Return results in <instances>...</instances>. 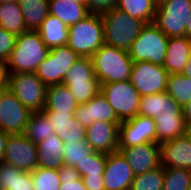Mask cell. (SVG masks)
<instances>
[{
  "label": "cell",
  "mask_w": 191,
  "mask_h": 190,
  "mask_svg": "<svg viewBox=\"0 0 191 190\" xmlns=\"http://www.w3.org/2000/svg\"><path fill=\"white\" fill-rule=\"evenodd\" d=\"M49 14L58 17L67 26L76 24L89 15L84 5L71 0H49Z\"/></svg>",
  "instance_id": "27"
},
{
  "label": "cell",
  "mask_w": 191,
  "mask_h": 190,
  "mask_svg": "<svg viewBox=\"0 0 191 190\" xmlns=\"http://www.w3.org/2000/svg\"><path fill=\"white\" fill-rule=\"evenodd\" d=\"M13 190H34L31 172L23 171L20 175H16V183Z\"/></svg>",
  "instance_id": "42"
},
{
  "label": "cell",
  "mask_w": 191,
  "mask_h": 190,
  "mask_svg": "<svg viewBox=\"0 0 191 190\" xmlns=\"http://www.w3.org/2000/svg\"><path fill=\"white\" fill-rule=\"evenodd\" d=\"M181 74L191 78V58L189 59L188 63L184 66Z\"/></svg>",
  "instance_id": "47"
},
{
  "label": "cell",
  "mask_w": 191,
  "mask_h": 190,
  "mask_svg": "<svg viewBox=\"0 0 191 190\" xmlns=\"http://www.w3.org/2000/svg\"><path fill=\"white\" fill-rule=\"evenodd\" d=\"M103 44L104 27L100 14H89L68 26L67 45L80 57H91Z\"/></svg>",
  "instance_id": "4"
},
{
  "label": "cell",
  "mask_w": 191,
  "mask_h": 190,
  "mask_svg": "<svg viewBox=\"0 0 191 190\" xmlns=\"http://www.w3.org/2000/svg\"><path fill=\"white\" fill-rule=\"evenodd\" d=\"M164 167L150 170L144 174L136 175L131 183L130 190H163Z\"/></svg>",
  "instance_id": "33"
},
{
  "label": "cell",
  "mask_w": 191,
  "mask_h": 190,
  "mask_svg": "<svg viewBox=\"0 0 191 190\" xmlns=\"http://www.w3.org/2000/svg\"><path fill=\"white\" fill-rule=\"evenodd\" d=\"M157 6L162 4L166 0H152Z\"/></svg>",
  "instance_id": "51"
},
{
  "label": "cell",
  "mask_w": 191,
  "mask_h": 190,
  "mask_svg": "<svg viewBox=\"0 0 191 190\" xmlns=\"http://www.w3.org/2000/svg\"><path fill=\"white\" fill-rule=\"evenodd\" d=\"M93 152L84 138L78 142L64 143V153L62 157L65 165L75 167L76 165H80Z\"/></svg>",
  "instance_id": "34"
},
{
  "label": "cell",
  "mask_w": 191,
  "mask_h": 190,
  "mask_svg": "<svg viewBox=\"0 0 191 190\" xmlns=\"http://www.w3.org/2000/svg\"><path fill=\"white\" fill-rule=\"evenodd\" d=\"M34 190H59L61 180L58 170L37 167L31 172Z\"/></svg>",
  "instance_id": "35"
},
{
  "label": "cell",
  "mask_w": 191,
  "mask_h": 190,
  "mask_svg": "<svg viewBox=\"0 0 191 190\" xmlns=\"http://www.w3.org/2000/svg\"><path fill=\"white\" fill-rule=\"evenodd\" d=\"M9 1H18V0H0V3H6V2H9Z\"/></svg>",
  "instance_id": "52"
},
{
  "label": "cell",
  "mask_w": 191,
  "mask_h": 190,
  "mask_svg": "<svg viewBox=\"0 0 191 190\" xmlns=\"http://www.w3.org/2000/svg\"><path fill=\"white\" fill-rule=\"evenodd\" d=\"M118 0H87L89 14H100L116 8Z\"/></svg>",
  "instance_id": "41"
},
{
  "label": "cell",
  "mask_w": 191,
  "mask_h": 190,
  "mask_svg": "<svg viewBox=\"0 0 191 190\" xmlns=\"http://www.w3.org/2000/svg\"><path fill=\"white\" fill-rule=\"evenodd\" d=\"M161 165L191 171V140L186 134L160 144Z\"/></svg>",
  "instance_id": "19"
},
{
  "label": "cell",
  "mask_w": 191,
  "mask_h": 190,
  "mask_svg": "<svg viewBox=\"0 0 191 190\" xmlns=\"http://www.w3.org/2000/svg\"><path fill=\"white\" fill-rule=\"evenodd\" d=\"M188 137H189V139L191 140V124H188L187 126H186V133H185Z\"/></svg>",
  "instance_id": "49"
},
{
  "label": "cell",
  "mask_w": 191,
  "mask_h": 190,
  "mask_svg": "<svg viewBox=\"0 0 191 190\" xmlns=\"http://www.w3.org/2000/svg\"><path fill=\"white\" fill-rule=\"evenodd\" d=\"M23 170L11 164L0 162V190H13L16 183V175H20Z\"/></svg>",
  "instance_id": "39"
},
{
  "label": "cell",
  "mask_w": 191,
  "mask_h": 190,
  "mask_svg": "<svg viewBox=\"0 0 191 190\" xmlns=\"http://www.w3.org/2000/svg\"><path fill=\"white\" fill-rule=\"evenodd\" d=\"M167 37L153 22L143 26L138 37L132 43L129 55L133 62H150L163 65L167 45Z\"/></svg>",
  "instance_id": "5"
},
{
  "label": "cell",
  "mask_w": 191,
  "mask_h": 190,
  "mask_svg": "<svg viewBox=\"0 0 191 190\" xmlns=\"http://www.w3.org/2000/svg\"><path fill=\"white\" fill-rule=\"evenodd\" d=\"M191 171L183 168H164L163 190H188Z\"/></svg>",
  "instance_id": "36"
},
{
  "label": "cell",
  "mask_w": 191,
  "mask_h": 190,
  "mask_svg": "<svg viewBox=\"0 0 191 190\" xmlns=\"http://www.w3.org/2000/svg\"><path fill=\"white\" fill-rule=\"evenodd\" d=\"M78 103L64 84L47 86L44 109L54 112H75Z\"/></svg>",
  "instance_id": "26"
},
{
  "label": "cell",
  "mask_w": 191,
  "mask_h": 190,
  "mask_svg": "<svg viewBox=\"0 0 191 190\" xmlns=\"http://www.w3.org/2000/svg\"><path fill=\"white\" fill-rule=\"evenodd\" d=\"M74 118L86 128L94 121L122 122L101 91L88 103L78 104Z\"/></svg>",
  "instance_id": "18"
},
{
  "label": "cell",
  "mask_w": 191,
  "mask_h": 190,
  "mask_svg": "<svg viewBox=\"0 0 191 190\" xmlns=\"http://www.w3.org/2000/svg\"><path fill=\"white\" fill-rule=\"evenodd\" d=\"M145 143H156L154 119L137 115L122 121L119 127L118 151Z\"/></svg>",
  "instance_id": "13"
},
{
  "label": "cell",
  "mask_w": 191,
  "mask_h": 190,
  "mask_svg": "<svg viewBox=\"0 0 191 190\" xmlns=\"http://www.w3.org/2000/svg\"><path fill=\"white\" fill-rule=\"evenodd\" d=\"M58 173L61 180L59 190H87L79 172L74 167L64 165Z\"/></svg>",
  "instance_id": "38"
},
{
  "label": "cell",
  "mask_w": 191,
  "mask_h": 190,
  "mask_svg": "<svg viewBox=\"0 0 191 190\" xmlns=\"http://www.w3.org/2000/svg\"><path fill=\"white\" fill-rule=\"evenodd\" d=\"M36 147L38 167L60 170L65 165L64 142L56 133L36 143Z\"/></svg>",
  "instance_id": "22"
},
{
  "label": "cell",
  "mask_w": 191,
  "mask_h": 190,
  "mask_svg": "<svg viewBox=\"0 0 191 190\" xmlns=\"http://www.w3.org/2000/svg\"><path fill=\"white\" fill-rule=\"evenodd\" d=\"M168 72L162 65L134 62L130 81L141 96L166 91Z\"/></svg>",
  "instance_id": "11"
},
{
  "label": "cell",
  "mask_w": 191,
  "mask_h": 190,
  "mask_svg": "<svg viewBox=\"0 0 191 190\" xmlns=\"http://www.w3.org/2000/svg\"><path fill=\"white\" fill-rule=\"evenodd\" d=\"M190 16L191 0H166L157 6L153 23L167 37H186Z\"/></svg>",
  "instance_id": "8"
},
{
  "label": "cell",
  "mask_w": 191,
  "mask_h": 190,
  "mask_svg": "<svg viewBox=\"0 0 191 190\" xmlns=\"http://www.w3.org/2000/svg\"><path fill=\"white\" fill-rule=\"evenodd\" d=\"M166 92L184 107L191 101V78L182 74L168 75Z\"/></svg>",
  "instance_id": "32"
},
{
  "label": "cell",
  "mask_w": 191,
  "mask_h": 190,
  "mask_svg": "<svg viewBox=\"0 0 191 190\" xmlns=\"http://www.w3.org/2000/svg\"><path fill=\"white\" fill-rule=\"evenodd\" d=\"M36 143L23 134H9L3 162L20 170L32 172L38 167Z\"/></svg>",
  "instance_id": "14"
},
{
  "label": "cell",
  "mask_w": 191,
  "mask_h": 190,
  "mask_svg": "<svg viewBox=\"0 0 191 190\" xmlns=\"http://www.w3.org/2000/svg\"><path fill=\"white\" fill-rule=\"evenodd\" d=\"M156 124V143L175 139L186 133V123L183 113L161 114L154 118Z\"/></svg>",
  "instance_id": "24"
},
{
  "label": "cell",
  "mask_w": 191,
  "mask_h": 190,
  "mask_svg": "<svg viewBox=\"0 0 191 190\" xmlns=\"http://www.w3.org/2000/svg\"><path fill=\"white\" fill-rule=\"evenodd\" d=\"M54 134L55 130H52L51 122L43 111L31 113L23 132L25 137L34 143H38Z\"/></svg>",
  "instance_id": "31"
},
{
  "label": "cell",
  "mask_w": 191,
  "mask_h": 190,
  "mask_svg": "<svg viewBox=\"0 0 191 190\" xmlns=\"http://www.w3.org/2000/svg\"><path fill=\"white\" fill-rule=\"evenodd\" d=\"M51 122L52 130L64 143L78 142L86 136V127L74 118V112H54L43 109Z\"/></svg>",
  "instance_id": "20"
},
{
  "label": "cell",
  "mask_w": 191,
  "mask_h": 190,
  "mask_svg": "<svg viewBox=\"0 0 191 190\" xmlns=\"http://www.w3.org/2000/svg\"><path fill=\"white\" fill-rule=\"evenodd\" d=\"M16 43V35L0 27V59L8 61Z\"/></svg>",
  "instance_id": "40"
},
{
  "label": "cell",
  "mask_w": 191,
  "mask_h": 190,
  "mask_svg": "<svg viewBox=\"0 0 191 190\" xmlns=\"http://www.w3.org/2000/svg\"><path fill=\"white\" fill-rule=\"evenodd\" d=\"M167 113H182V107L166 91L141 96L138 115L154 119Z\"/></svg>",
  "instance_id": "21"
},
{
  "label": "cell",
  "mask_w": 191,
  "mask_h": 190,
  "mask_svg": "<svg viewBox=\"0 0 191 190\" xmlns=\"http://www.w3.org/2000/svg\"><path fill=\"white\" fill-rule=\"evenodd\" d=\"M105 44L129 51L145 23L114 8L101 15Z\"/></svg>",
  "instance_id": "3"
},
{
  "label": "cell",
  "mask_w": 191,
  "mask_h": 190,
  "mask_svg": "<svg viewBox=\"0 0 191 190\" xmlns=\"http://www.w3.org/2000/svg\"><path fill=\"white\" fill-rule=\"evenodd\" d=\"M36 31L49 50L67 44L68 26L56 16L48 14Z\"/></svg>",
  "instance_id": "25"
},
{
  "label": "cell",
  "mask_w": 191,
  "mask_h": 190,
  "mask_svg": "<svg viewBox=\"0 0 191 190\" xmlns=\"http://www.w3.org/2000/svg\"><path fill=\"white\" fill-rule=\"evenodd\" d=\"M27 30L36 31L49 14V0H18Z\"/></svg>",
  "instance_id": "28"
},
{
  "label": "cell",
  "mask_w": 191,
  "mask_h": 190,
  "mask_svg": "<svg viewBox=\"0 0 191 190\" xmlns=\"http://www.w3.org/2000/svg\"><path fill=\"white\" fill-rule=\"evenodd\" d=\"M87 190H105L103 176H82Z\"/></svg>",
  "instance_id": "43"
},
{
  "label": "cell",
  "mask_w": 191,
  "mask_h": 190,
  "mask_svg": "<svg viewBox=\"0 0 191 190\" xmlns=\"http://www.w3.org/2000/svg\"><path fill=\"white\" fill-rule=\"evenodd\" d=\"M71 1L84 5L87 8V0H71Z\"/></svg>",
  "instance_id": "50"
},
{
  "label": "cell",
  "mask_w": 191,
  "mask_h": 190,
  "mask_svg": "<svg viewBox=\"0 0 191 190\" xmlns=\"http://www.w3.org/2000/svg\"><path fill=\"white\" fill-rule=\"evenodd\" d=\"M48 52V47L37 31L28 30L17 35L14 49L7 61L9 73L35 72Z\"/></svg>",
  "instance_id": "2"
},
{
  "label": "cell",
  "mask_w": 191,
  "mask_h": 190,
  "mask_svg": "<svg viewBox=\"0 0 191 190\" xmlns=\"http://www.w3.org/2000/svg\"><path fill=\"white\" fill-rule=\"evenodd\" d=\"M8 135H9L8 133L3 132L0 129V162H2L4 158V151H5Z\"/></svg>",
  "instance_id": "45"
},
{
  "label": "cell",
  "mask_w": 191,
  "mask_h": 190,
  "mask_svg": "<svg viewBox=\"0 0 191 190\" xmlns=\"http://www.w3.org/2000/svg\"><path fill=\"white\" fill-rule=\"evenodd\" d=\"M91 60L94 75L99 80L100 85L130 80L134 62L128 51L103 44L91 56Z\"/></svg>",
  "instance_id": "1"
},
{
  "label": "cell",
  "mask_w": 191,
  "mask_h": 190,
  "mask_svg": "<svg viewBox=\"0 0 191 190\" xmlns=\"http://www.w3.org/2000/svg\"><path fill=\"white\" fill-rule=\"evenodd\" d=\"M9 71L7 62L0 59V91L8 88Z\"/></svg>",
  "instance_id": "44"
},
{
  "label": "cell",
  "mask_w": 191,
  "mask_h": 190,
  "mask_svg": "<svg viewBox=\"0 0 191 190\" xmlns=\"http://www.w3.org/2000/svg\"><path fill=\"white\" fill-rule=\"evenodd\" d=\"M0 27L16 36L28 31L18 1L0 3Z\"/></svg>",
  "instance_id": "29"
},
{
  "label": "cell",
  "mask_w": 191,
  "mask_h": 190,
  "mask_svg": "<svg viewBox=\"0 0 191 190\" xmlns=\"http://www.w3.org/2000/svg\"><path fill=\"white\" fill-rule=\"evenodd\" d=\"M80 58L67 44L58 46L49 50L35 74L46 86L62 84L68 69Z\"/></svg>",
  "instance_id": "9"
},
{
  "label": "cell",
  "mask_w": 191,
  "mask_h": 190,
  "mask_svg": "<svg viewBox=\"0 0 191 190\" xmlns=\"http://www.w3.org/2000/svg\"><path fill=\"white\" fill-rule=\"evenodd\" d=\"M78 104L88 103L101 91L99 80L94 75L91 57H81L67 71L63 80Z\"/></svg>",
  "instance_id": "6"
},
{
  "label": "cell",
  "mask_w": 191,
  "mask_h": 190,
  "mask_svg": "<svg viewBox=\"0 0 191 190\" xmlns=\"http://www.w3.org/2000/svg\"><path fill=\"white\" fill-rule=\"evenodd\" d=\"M101 93L106 97L121 121L138 115L141 95L130 80L102 84Z\"/></svg>",
  "instance_id": "10"
},
{
  "label": "cell",
  "mask_w": 191,
  "mask_h": 190,
  "mask_svg": "<svg viewBox=\"0 0 191 190\" xmlns=\"http://www.w3.org/2000/svg\"><path fill=\"white\" fill-rule=\"evenodd\" d=\"M133 170L134 175L144 174L161 165L160 144L145 143L120 151Z\"/></svg>",
  "instance_id": "17"
},
{
  "label": "cell",
  "mask_w": 191,
  "mask_h": 190,
  "mask_svg": "<svg viewBox=\"0 0 191 190\" xmlns=\"http://www.w3.org/2000/svg\"><path fill=\"white\" fill-rule=\"evenodd\" d=\"M182 113L184 116L186 126L188 124H191V101L188 104H186L184 107H182Z\"/></svg>",
  "instance_id": "46"
},
{
  "label": "cell",
  "mask_w": 191,
  "mask_h": 190,
  "mask_svg": "<svg viewBox=\"0 0 191 190\" xmlns=\"http://www.w3.org/2000/svg\"><path fill=\"white\" fill-rule=\"evenodd\" d=\"M189 51H190V54H191V39H189Z\"/></svg>",
  "instance_id": "53"
},
{
  "label": "cell",
  "mask_w": 191,
  "mask_h": 190,
  "mask_svg": "<svg viewBox=\"0 0 191 190\" xmlns=\"http://www.w3.org/2000/svg\"><path fill=\"white\" fill-rule=\"evenodd\" d=\"M116 8L147 24L154 21L157 5L152 0H118Z\"/></svg>",
  "instance_id": "30"
},
{
  "label": "cell",
  "mask_w": 191,
  "mask_h": 190,
  "mask_svg": "<svg viewBox=\"0 0 191 190\" xmlns=\"http://www.w3.org/2000/svg\"><path fill=\"white\" fill-rule=\"evenodd\" d=\"M121 122L94 121L86 128L85 139L95 152L110 154L118 151Z\"/></svg>",
  "instance_id": "15"
},
{
  "label": "cell",
  "mask_w": 191,
  "mask_h": 190,
  "mask_svg": "<svg viewBox=\"0 0 191 190\" xmlns=\"http://www.w3.org/2000/svg\"><path fill=\"white\" fill-rule=\"evenodd\" d=\"M107 154L101 152H93L80 165L74 168L82 176H103L106 165Z\"/></svg>",
  "instance_id": "37"
},
{
  "label": "cell",
  "mask_w": 191,
  "mask_h": 190,
  "mask_svg": "<svg viewBox=\"0 0 191 190\" xmlns=\"http://www.w3.org/2000/svg\"><path fill=\"white\" fill-rule=\"evenodd\" d=\"M8 89L30 112L43 111L47 86L35 72L9 73Z\"/></svg>",
  "instance_id": "7"
},
{
  "label": "cell",
  "mask_w": 191,
  "mask_h": 190,
  "mask_svg": "<svg viewBox=\"0 0 191 190\" xmlns=\"http://www.w3.org/2000/svg\"><path fill=\"white\" fill-rule=\"evenodd\" d=\"M191 58L187 37H169L163 67L168 74H181Z\"/></svg>",
  "instance_id": "23"
},
{
  "label": "cell",
  "mask_w": 191,
  "mask_h": 190,
  "mask_svg": "<svg viewBox=\"0 0 191 190\" xmlns=\"http://www.w3.org/2000/svg\"><path fill=\"white\" fill-rule=\"evenodd\" d=\"M135 175L119 151L107 154L103 174L105 190H130Z\"/></svg>",
  "instance_id": "16"
},
{
  "label": "cell",
  "mask_w": 191,
  "mask_h": 190,
  "mask_svg": "<svg viewBox=\"0 0 191 190\" xmlns=\"http://www.w3.org/2000/svg\"><path fill=\"white\" fill-rule=\"evenodd\" d=\"M30 112L8 89L0 91V129L8 134H23Z\"/></svg>",
  "instance_id": "12"
},
{
  "label": "cell",
  "mask_w": 191,
  "mask_h": 190,
  "mask_svg": "<svg viewBox=\"0 0 191 190\" xmlns=\"http://www.w3.org/2000/svg\"><path fill=\"white\" fill-rule=\"evenodd\" d=\"M186 37L188 39H191V18L189 19V21H187V24H186Z\"/></svg>",
  "instance_id": "48"
}]
</instances>
